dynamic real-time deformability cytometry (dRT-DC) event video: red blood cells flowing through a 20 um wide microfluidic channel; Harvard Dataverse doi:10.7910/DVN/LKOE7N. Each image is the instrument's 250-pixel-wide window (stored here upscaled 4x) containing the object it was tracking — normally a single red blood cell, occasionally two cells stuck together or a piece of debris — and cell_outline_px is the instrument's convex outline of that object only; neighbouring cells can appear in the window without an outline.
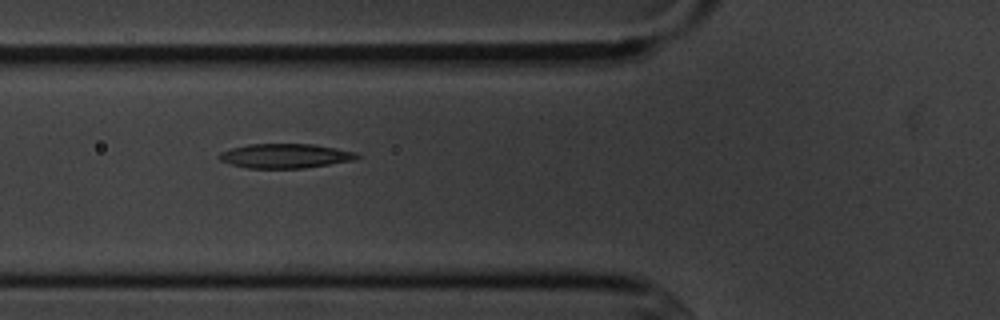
{"species": "common noctule bat (a hibernating species)", "species_latin": "Nyctalus noctula", "temperature_condition": "cold", "stored_images_in_passage": 7, "camera_frame_rate_fps": 3000, "um_per_image_px": 0.085, "animal": {"sex": "male", "body_mass_g": 20.1, "forearm_length_mm": 53.5}, "frame": {"image": 1, "passage_image": 5, "time_ms": 4.333, "image_size_px": [1000, 320], "cell_outline_px": [[360, 156], [356, 160], [304, 168], [248, 168], [232, 164], [220, 160], [216, 156], [220, 152], [232, 148], [248, 144], [312, 144], [336, 148], [356, 152]], "centroid_in_image_um": [24.25, 13.25], "position_along_channel_um": 101.5, "area_um2": 19.59}}
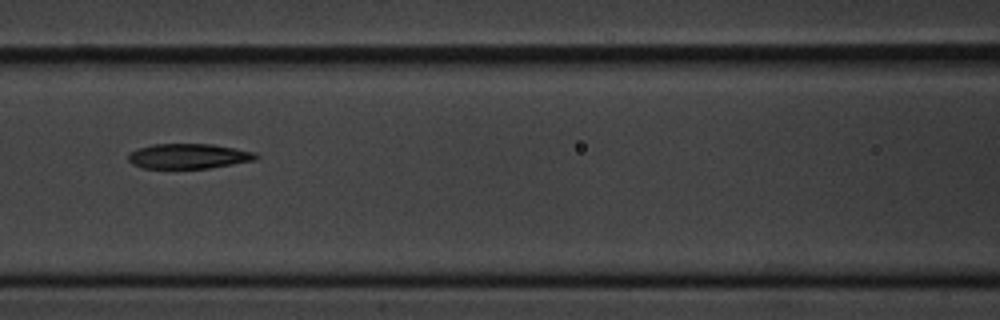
{"frame": {"image": 2, "passage_image": 6, "time_ms": 5.667, "image_size_px": [1000, 320], "cell_outline_px": [[260, 156], [256, 160], [208, 168], [144, 168], [132, 164], [128, 160], [128, 152], [152, 144], [212, 144], [236, 148], [256, 152]], "centroid_in_image_um": [16.05, 13.27], "position_along_channel_um": 150.6, "area_um2": 18.67}}
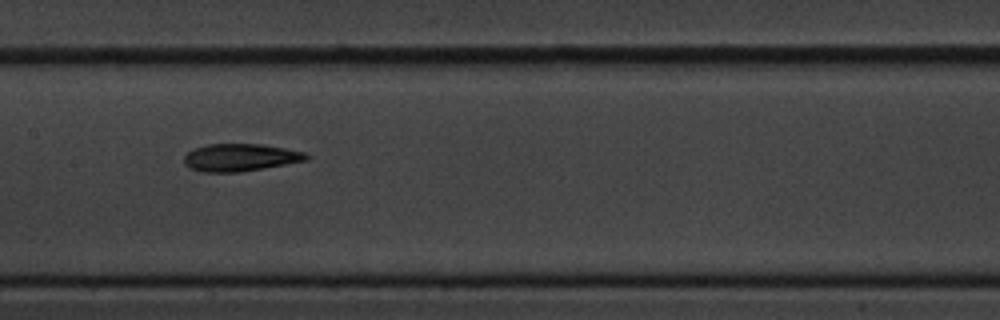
{"frame": {"image": 3, "passage_image": 7, "time_ms": 6.667, "image_size_px": [1000, 320], "cell_outline_px": [[308, 160], [240, 172], [204, 172], [192, 168], [184, 164], [184, 156], [192, 148], [208, 144], [260, 144], [284, 148], [304, 152], [308, 156]], "centroid_in_image_um": [20.39, 13.38], "position_along_channel_um": 187.0, "area_um2": 19.42}}